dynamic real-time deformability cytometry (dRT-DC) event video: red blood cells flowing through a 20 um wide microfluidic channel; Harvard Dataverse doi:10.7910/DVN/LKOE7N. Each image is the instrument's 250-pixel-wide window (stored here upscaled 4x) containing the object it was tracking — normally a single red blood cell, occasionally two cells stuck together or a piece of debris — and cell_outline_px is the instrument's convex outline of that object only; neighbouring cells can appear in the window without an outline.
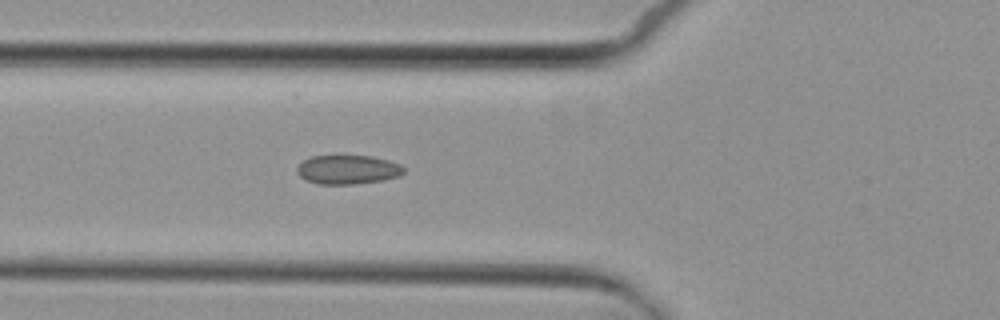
{"species": "common noctule bat (a hibernating species)", "species_latin": "Nyctalus noctula", "temperature_condition": "cold", "stored_images_in_passage": 5, "camera_frame_rate_fps": 3000, "um_per_image_px": 0.085, "animal": {"sex": "female", "body_mass_g": 29.2, "forearm_length_mm": 56.3}, "frame": {"image": 1, "passage_image": 5, "time_ms": 5.667, "image_size_px": [1000, 320], "cell_outline_px": [[404, 172], [400, 176], [384, 180], [352, 184], [320, 184], [308, 180], [300, 176], [296, 172], [296, 168], [304, 160], [312, 156], [372, 156], [388, 160], [400, 164], [404, 168]], "centroid_in_image_um": [29.58, 14.41], "position_along_channel_um": 96.2, "area_um2": 17.98}}